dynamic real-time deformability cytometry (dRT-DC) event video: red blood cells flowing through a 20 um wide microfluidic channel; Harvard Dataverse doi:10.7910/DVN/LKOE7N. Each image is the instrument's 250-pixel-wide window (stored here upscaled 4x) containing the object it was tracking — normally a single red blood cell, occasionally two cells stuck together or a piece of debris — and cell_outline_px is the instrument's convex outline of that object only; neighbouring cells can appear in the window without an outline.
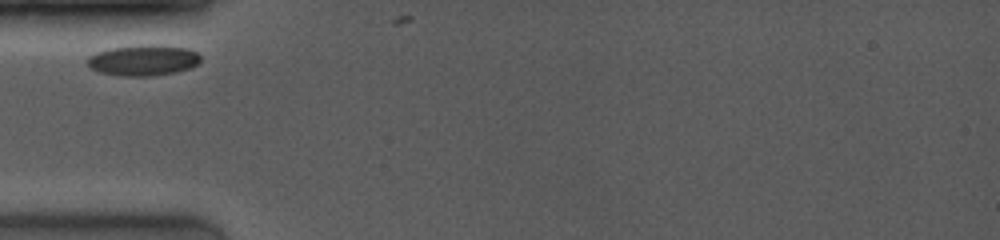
{"species": "common noctule bat (a hibernating species)", "species_latin": "Nyctalus noctula", "temperature_condition": "room temperature", "stored_images_in_passage": 2, "camera_frame_rate_fps": 4000, "um_per_image_px": 0.085, "animal": {"sex": "female", "body_mass_g": 19.0, "forearm_length_mm": 53.3}, "frame": {"image": 1, "passage_image": 1, "time_ms": 0.0, "image_size_px": [1000, 240], "cell_outline_px": [[200, 60], [192, 68], [176, 72], [152, 76], [120, 76], [96, 72], [84, 60], [88, 56], [96, 52], [112, 48], [140, 44], [152, 44], [188, 48], [196, 52], [200, 56]], "centroid_in_image_um": [12.15, 5.12], "position_along_channel_um": 72.9, "area_um2": 20.63}}